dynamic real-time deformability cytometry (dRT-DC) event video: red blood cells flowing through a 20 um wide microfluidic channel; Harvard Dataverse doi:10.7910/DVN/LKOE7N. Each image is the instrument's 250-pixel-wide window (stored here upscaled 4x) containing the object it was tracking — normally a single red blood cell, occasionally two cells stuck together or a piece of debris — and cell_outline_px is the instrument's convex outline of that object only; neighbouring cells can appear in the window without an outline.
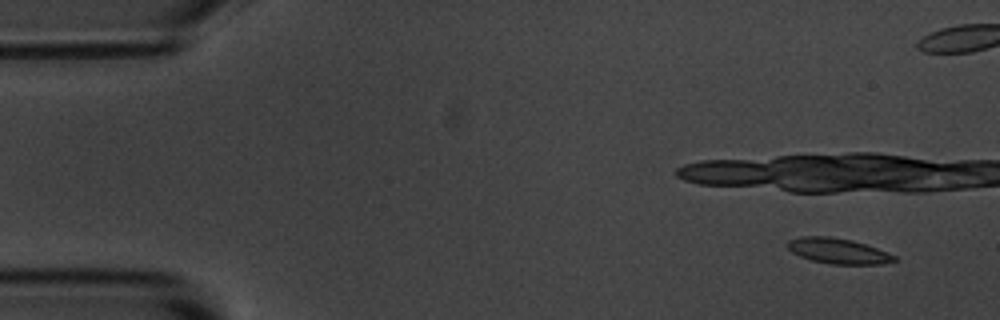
{"species": "common noctule bat (a hibernating species)", "species_latin": "Nyctalus noctula", "temperature_condition": "room temperature", "stored_images_in_passage": 12, "camera_frame_rate_fps": 3000, "um_per_image_px": 0.085, "animal": {"sex": "male", "body_mass_g": 20.1, "forearm_length_mm": 53.5}, "frame": {"image": 1, "passage_image": 3, "time_ms": 0.667, "image_size_px": [1000, 320], "cell_outline_px": [[900, 260], [880, 264], [832, 264], [812, 260], [800, 256], [792, 252], [788, 248], [788, 240], [800, 236], [828, 236], [852, 240], [888, 252], [896, 256]], "centroid_in_image_um": [71.26, 21.33], "position_along_channel_um": 13.7, "area_um2": 15.78}}